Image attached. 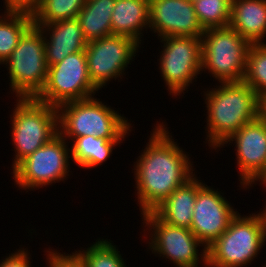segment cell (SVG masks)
Returning a JSON list of instances; mask_svg holds the SVG:
<instances>
[{"mask_svg":"<svg viewBox=\"0 0 266 267\" xmlns=\"http://www.w3.org/2000/svg\"><path fill=\"white\" fill-rule=\"evenodd\" d=\"M165 126L157 121L132 169L141 214L152 212L195 175L190 155L180 148Z\"/></svg>","mask_w":266,"mask_h":267,"instance_id":"cell-1","label":"cell"},{"mask_svg":"<svg viewBox=\"0 0 266 267\" xmlns=\"http://www.w3.org/2000/svg\"><path fill=\"white\" fill-rule=\"evenodd\" d=\"M219 84L203 92L207 108L206 143L211 150L220 149L236 131L264 111V104L244 81Z\"/></svg>","mask_w":266,"mask_h":267,"instance_id":"cell-2","label":"cell"},{"mask_svg":"<svg viewBox=\"0 0 266 267\" xmlns=\"http://www.w3.org/2000/svg\"><path fill=\"white\" fill-rule=\"evenodd\" d=\"M57 111L58 133L69 143L77 137L88 135L124 140L133 127L124 115L94 96L61 104Z\"/></svg>","mask_w":266,"mask_h":267,"instance_id":"cell-3","label":"cell"},{"mask_svg":"<svg viewBox=\"0 0 266 267\" xmlns=\"http://www.w3.org/2000/svg\"><path fill=\"white\" fill-rule=\"evenodd\" d=\"M257 213V214H256ZM232 218L228 228L207 247V267H247L266 241L258 212Z\"/></svg>","mask_w":266,"mask_h":267,"instance_id":"cell-4","label":"cell"},{"mask_svg":"<svg viewBox=\"0 0 266 267\" xmlns=\"http://www.w3.org/2000/svg\"><path fill=\"white\" fill-rule=\"evenodd\" d=\"M10 115L11 137L15 156L12 170L34 151L58 134L57 107L35 98H16Z\"/></svg>","mask_w":266,"mask_h":267,"instance_id":"cell-5","label":"cell"},{"mask_svg":"<svg viewBox=\"0 0 266 267\" xmlns=\"http://www.w3.org/2000/svg\"><path fill=\"white\" fill-rule=\"evenodd\" d=\"M9 70L10 92L17 98H35L43 89L48 66L43 31L32 24L3 63Z\"/></svg>","mask_w":266,"mask_h":267,"instance_id":"cell-6","label":"cell"},{"mask_svg":"<svg viewBox=\"0 0 266 267\" xmlns=\"http://www.w3.org/2000/svg\"><path fill=\"white\" fill-rule=\"evenodd\" d=\"M202 39L201 72L218 82L244 80L251 43L232 27L205 29Z\"/></svg>","mask_w":266,"mask_h":267,"instance_id":"cell-7","label":"cell"},{"mask_svg":"<svg viewBox=\"0 0 266 267\" xmlns=\"http://www.w3.org/2000/svg\"><path fill=\"white\" fill-rule=\"evenodd\" d=\"M141 215L144 228L147 227L143 231H150L146 243L154 255L169 259L166 261L173 262L175 267H200L202 262L207 267V248L190 229L168 224L153 211ZM198 247H204L201 254Z\"/></svg>","mask_w":266,"mask_h":267,"instance_id":"cell-8","label":"cell"},{"mask_svg":"<svg viewBox=\"0 0 266 267\" xmlns=\"http://www.w3.org/2000/svg\"><path fill=\"white\" fill-rule=\"evenodd\" d=\"M68 143L58 133L22 160L11 172L18 188L28 192L65 181L70 176L71 152Z\"/></svg>","mask_w":266,"mask_h":267,"instance_id":"cell-9","label":"cell"},{"mask_svg":"<svg viewBox=\"0 0 266 267\" xmlns=\"http://www.w3.org/2000/svg\"><path fill=\"white\" fill-rule=\"evenodd\" d=\"M98 89L92 84L85 50L66 56L48 66L46 83L36 100L58 107L61 104L93 97Z\"/></svg>","mask_w":266,"mask_h":267,"instance_id":"cell-10","label":"cell"},{"mask_svg":"<svg viewBox=\"0 0 266 267\" xmlns=\"http://www.w3.org/2000/svg\"><path fill=\"white\" fill-rule=\"evenodd\" d=\"M162 39V40H161ZM164 47L160 52V76L169 95L184 94L201 72L202 39L199 37L168 36L159 39ZM174 95V96H173Z\"/></svg>","mask_w":266,"mask_h":267,"instance_id":"cell-11","label":"cell"},{"mask_svg":"<svg viewBox=\"0 0 266 267\" xmlns=\"http://www.w3.org/2000/svg\"><path fill=\"white\" fill-rule=\"evenodd\" d=\"M140 47L135 40L115 34L88 41L85 53L92 84L101 90L112 79H122Z\"/></svg>","mask_w":266,"mask_h":267,"instance_id":"cell-12","label":"cell"},{"mask_svg":"<svg viewBox=\"0 0 266 267\" xmlns=\"http://www.w3.org/2000/svg\"><path fill=\"white\" fill-rule=\"evenodd\" d=\"M229 142L236 147L241 189H250L266 175V115L262 113L256 120L243 125L220 148L231 145Z\"/></svg>","mask_w":266,"mask_h":267,"instance_id":"cell-13","label":"cell"},{"mask_svg":"<svg viewBox=\"0 0 266 267\" xmlns=\"http://www.w3.org/2000/svg\"><path fill=\"white\" fill-rule=\"evenodd\" d=\"M225 198L222 192L206 184L197 192L190 230L206 248L221 236L238 213Z\"/></svg>","mask_w":266,"mask_h":267,"instance_id":"cell-14","label":"cell"},{"mask_svg":"<svg viewBox=\"0 0 266 267\" xmlns=\"http://www.w3.org/2000/svg\"><path fill=\"white\" fill-rule=\"evenodd\" d=\"M149 29L158 35L201 38L200 25L194 6L187 0H149ZM160 36V37H159Z\"/></svg>","mask_w":266,"mask_h":267,"instance_id":"cell-15","label":"cell"},{"mask_svg":"<svg viewBox=\"0 0 266 267\" xmlns=\"http://www.w3.org/2000/svg\"><path fill=\"white\" fill-rule=\"evenodd\" d=\"M36 26L43 31L47 66L62 61L70 54L84 51L87 47L88 41L76 18Z\"/></svg>","mask_w":266,"mask_h":267,"instance_id":"cell-16","label":"cell"},{"mask_svg":"<svg viewBox=\"0 0 266 267\" xmlns=\"http://www.w3.org/2000/svg\"><path fill=\"white\" fill-rule=\"evenodd\" d=\"M228 26L251 44L264 43L266 0H232Z\"/></svg>","mask_w":266,"mask_h":267,"instance_id":"cell-17","label":"cell"},{"mask_svg":"<svg viewBox=\"0 0 266 267\" xmlns=\"http://www.w3.org/2000/svg\"><path fill=\"white\" fill-rule=\"evenodd\" d=\"M196 174L175 189L153 212L164 222L190 229L197 192L205 185Z\"/></svg>","mask_w":266,"mask_h":267,"instance_id":"cell-18","label":"cell"},{"mask_svg":"<svg viewBox=\"0 0 266 267\" xmlns=\"http://www.w3.org/2000/svg\"><path fill=\"white\" fill-rule=\"evenodd\" d=\"M111 18L112 34L129 37L139 44L149 29V0H116Z\"/></svg>","mask_w":266,"mask_h":267,"instance_id":"cell-19","label":"cell"},{"mask_svg":"<svg viewBox=\"0 0 266 267\" xmlns=\"http://www.w3.org/2000/svg\"><path fill=\"white\" fill-rule=\"evenodd\" d=\"M116 0H86L76 19L87 41L112 34L111 18Z\"/></svg>","mask_w":266,"mask_h":267,"instance_id":"cell-20","label":"cell"},{"mask_svg":"<svg viewBox=\"0 0 266 267\" xmlns=\"http://www.w3.org/2000/svg\"><path fill=\"white\" fill-rule=\"evenodd\" d=\"M125 140H107L95 135L75 138L71 144V160L83 169L95 168L106 162L113 149ZM73 143V144H72Z\"/></svg>","mask_w":266,"mask_h":267,"instance_id":"cell-21","label":"cell"},{"mask_svg":"<svg viewBox=\"0 0 266 267\" xmlns=\"http://www.w3.org/2000/svg\"><path fill=\"white\" fill-rule=\"evenodd\" d=\"M32 24V14L28 12L4 11L0 14V65L9 58Z\"/></svg>","mask_w":266,"mask_h":267,"instance_id":"cell-22","label":"cell"},{"mask_svg":"<svg viewBox=\"0 0 266 267\" xmlns=\"http://www.w3.org/2000/svg\"><path fill=\"white\" fill-rule=\"evenodd\" d=\"M109 239H97L90 247L73 252L84 267H127L120 251Z\"/></svg>","mask_w":266,"mask_h":267,"instance_id":"cell-23","label":"cell"},{"mask_svg":"<svg viewBox=\"0 0 266 267\" xmlns=\"http://www.w3.org/2000/svg\"><path fill=\"white\" fill-rule=\"evenodd\" d=\"M86 0H42L32 13L33 24L44 25L75 19Z\"/></svg>","mask_w":266,"mask_h":267,"instance_id":"cell-24","label":"cell"},{"mask_svg":"<svg viewBox=\"0 0 266 267\" xmlns=\"http://www.w3.org/2000/svg\"><path fill=\"white\" fill-rule=\"evenodd\" d=\"M257 94L259 100L266 103V43L251 44L246 72L243 80Z\"/></svg>","mask_w":266,"mask_h":267,"instance_id":"cell-25","label":"cell"},{"mask_svg":"<svg viewBox=\"0 0 266 267\" xmlns=\"http://www.w3.org/2000/svg\"><path fill=\"white\" fill-rule=\"evenodd\" d=\"M232 0H199L193 3L202 28L226 27L230 21Z\"/></svg>","mask_w":266,"mask_h":267,"instance_id":"cell-26","label":"cell"},{"mask_svg":"<svg viewBox=\"0 0 266 267\" xmlns=\"http://www.w3.org/2000/svg\"><path fill=\"white\" fill-rule=\"evenodd\" d=\"M50 251H49V250ZM46 252L47 266L48 267H84L76 255L72 254L59 253L56 250L48 248Z\"/></svg>","mask_w":266,"mask_h":267,"instance_id":"cell-27","label":"cell"},{"mask_svg":"<svg viewBox=\"0 0 266 267\" xmlns=\"http://www.w3.org/2000/svg\"><path fill=\"white\" fill-rule=\"evenodd\" d=\"M28 253V249H17L14 253L5 256L0 262V267H32L31 265V255Z\"/></svg>","mask_w":266,"mask_h":267,"instance_id":"cell-28","label":"cell"},{"mask_svg":"<svg viewBox=\"0 0 266 267\" xmlns=\"http://www.w3.org/2000/svg\"><path fill=\"white\" fill-rule=\"evenodd\" d=\"M42 0H4L5 11H22L33 13Z\"/></svg>","mask_w":266,"mask_h":267,"instance_id":"cell-29","label":"cell"},{"mask_svg":"<svg viewBox=\"0 0 266 267\" xmlns=\"http://www.w3.org/2000/svg\"><path fill=\"white\" fill-rule=\"evenodd\" d=\"M264 186V188L266 187V183H261L259 185H262ZM259 216L261 218V221H262V224H263V227H264V230H265V233H266V204H265V207L263 209V211H259Z\"/></svg>","mask_w":266,"mask_h":267,"instance_id":"cell-30","label":"cell"},{"mask_svg":"<svg viewBox=\"0 0 266 267\" xmlns=\"http://www.w3.org/2000/svg\"><path fill=\"white\" fill-rule=\"evenodd\" d=\"M188 2H191L192 4L199 1V0H187Z\"/></svg>","mask_w":266,"mask_h":267,"instance_id":"cell-31","label":"cell"}]
</instances>
